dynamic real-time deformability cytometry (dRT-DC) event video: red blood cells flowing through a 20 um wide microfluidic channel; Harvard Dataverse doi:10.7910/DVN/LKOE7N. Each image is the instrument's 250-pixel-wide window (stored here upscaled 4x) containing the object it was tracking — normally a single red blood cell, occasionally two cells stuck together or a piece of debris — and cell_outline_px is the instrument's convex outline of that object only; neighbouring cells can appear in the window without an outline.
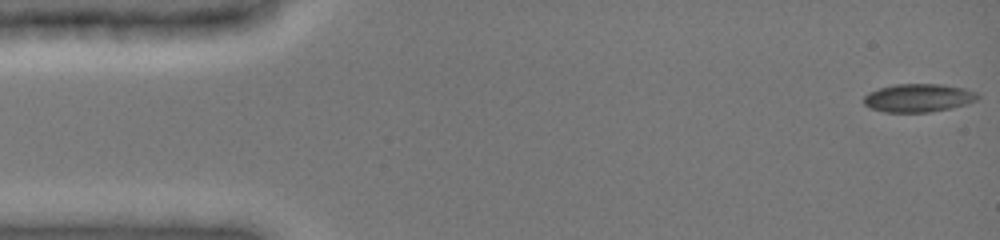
{"species": "common noctule bat (a hibernating species)", "species_latin": "Nyctalus noctula", "temperature_condition": "cold", "stored_images_in_passage": 48, "camera_frame_rate_fps": 3000, "um_per_image_px": 0.085, "animal": {"sex": "female", "body_mass_g": 19.0, "forearm_length_mm": 51.5}, "frame": {"image": 1, "passage_image": 1, "time_ms": 0.0, "image_size_px": [1000, 240], "cell_outline_px": [[980, 96], [976, 100], [964, 104], [948, 108], [928, 112], [884, 112], [868, 108], [864, 104], [864, 96], [868, 92], [880, 88], [896, 84], [944, 84], [964, 88], [976, 92]], "centroid_in_image_um": [78.03, 8.31], "position_along_channel_um": 7.0, "area_um2": 18.67}}
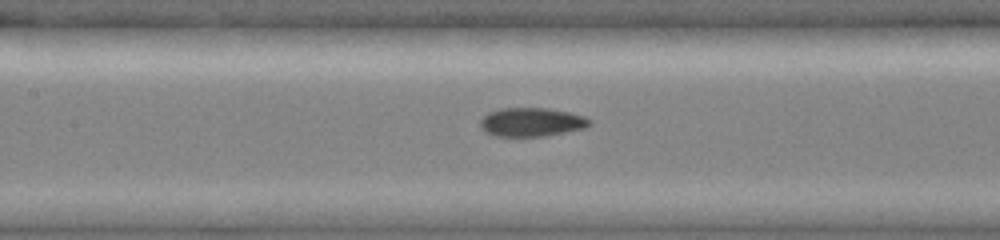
{"frame": {"image": 2, "passage_image": 22, "time_ms": 7.0, "image_size_px": [1000, 240], "cell_outline_px": [[592, 124], [584, 128], [544, 136], [496, 136], [484, 132], [480, 128], [480, 120], [488, 112], [500, 108], [548, 108], [568, 112], [584, 116], [592, 120]], "centroid_in_image_um": [45.16, 10.37], "position_along_channel_um": 162.2, "area_um2": 18.38}}
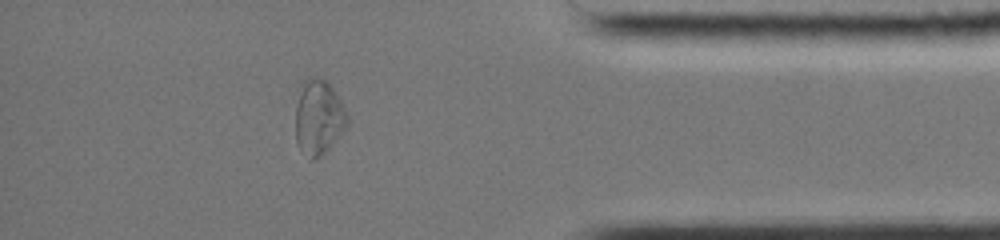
{"frame": {"image": 3, "passage_image": 42, "time_ms": 13.667, "image_size_px": [1000, 240], "cell_outline_px": [[348, 124], [328, 148], [320, 156], [312, 160], [308, 160], [296, 144], [296, 108], [304, 84], [308, 76], [316, 76], [328, 80], [344, 108], [348, 116]], "centroid_in_image_um": [27.07, 9.99], "position_along_channel_um": 408.1, "area_um2": 22.25}, "authors_computed_cell_mechanics": {"area_um2": 18.4382, "velocity_mm_per_s": 3.9436, "shape_relaxation_time_tau1_ms": null, "shape_relaxation_time_tau2_ms": 2.1975, "deformation_change_tau1": null, "deformation_change_tau2": 0.0682}}